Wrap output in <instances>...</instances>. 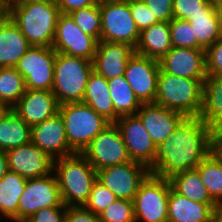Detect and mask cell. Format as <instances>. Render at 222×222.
<instances>
[{
  "label": "cell",
  "instance_id": "obj_1",
  "mask_svg": "<svg viewBox=\"0 0 222 222\" xmlns=\"http://www.w3.org/2000/svg\"><path fill=\"white\" fill-rule=\"evenodd\" d=\"M213 151V129L199 116H185L168 138L156 147L151 174L169 179L195 169Z\"/></svg>",
  "mask_w": 222,
  "mask_h": 222
},
{
  "label": "cell",
  "instance_id": "obj_2",
  "mask_svg": "<svg viewBox=\"0 0 222 222\" xmlns=\"http://www.w3.org/2000/svg\"><path fill=\"white\" fill-rule=\"evenodd\" d=\"M53 172L63 204L83 206L97 180V171L88 160L81 153L57 158L54 160Z\"/></svg>",
  "mask_w": 222,
  "mask_h": 222
},
{
  "label": "cell",
  "instance_id": "obj_3",
  "mask_svg": "<svg viewBox=\"0 0 222 222\" xmlns=\"http://www.w3.org/2000/svg\"><path fill=\"white\" fill-rule=\"evenodd\" d=\"M60 9L55 2H29L12 6L8 16L31 46L52 47Z\"/></svg>",
  "mask_w": 222,
  "mask_h": 222
},
{
  "label": "cell",
  "instance_id": "obj_4",
  "mask_svg": "<svg viewBox=\"0 0 222 222\" xmlns=\"http://www.w3.org/2000/svg\"><path fill=\"white\" fill-rule=\"evenodd\" d=\"M204 79H189L167 74L160 69L154 103L184 116H200Z\"/></svg>",
  "mask_w": 222,
  "mask_h": 222
},
{
  "label": "cell",
  "instance_id": "obj_5",
  "mask_svg": "<svg viewBox=\"0 0 222 222\" xmlns=\"http://www.w3.org/2000/svg\"><path fill=\"white\" fill-rule=\"evenodd\" d=\"M92 71V61L57 53L51 91L59 105L82 102Z\"/></svg>",
  "mask_w": 222,
  "mask_h": 222
},
{
  "label": "cell",
  "instance_id": "obj_6",
  "mask_svg": "<svg viewBox=\"0 0 222 222\" xmlns=\"http://www.w3.org/2000/svg\"><path fill=\"white\" fill-rule=\"evenodd\" d=\"M58 113L64 122L69 147L75 153H82L89 143L110 124L103 116L82 102L59 105Z\"/></svg>",
  "mask_w": 222,
  "mask_h": 222
},
{
  "label": "cell",
  "instance_id": "obj_7",
  "mask_svg": "<svg viewBox=\"0 0 222 222\" xmlns=\"http://www.w3.org/2000/svg\"><path fill=\"white\" fill-rule=\"evenodd\" d=\"M169 179L149 174L133 200L136 222H168Z\"/></svg>",
  "mask_w": 222,
  "mask_h": 222
},
{
  "label": "cell",
  "instance_id": "obj_8",
  "mask_svg": "<svg viewBox=\"0 0 222 222\" xmlns=\"http://www.w3.org/2000/svg\"><path fill=\"white\" fill-rule=\"evenodd\" d=\"M101 41L126 43L136 47L140 31L132 18L128 1L114 0L99 4Z\"/></svg>",
  "mask_w": 222,
  "mask_h": 222
},
{
  "label": "cell",
  "instance_id": "obj_9",
  "mask_svg": "<svg viewBox=\"0 0 222 222\" xmlns=\"http://www.w3.org/2000/svg\"><path fill=\"white\" fill-rule=\"evenodd\" d=\"M81 154L96 171L131 161L116 123L108 124Z\"/></svg>",
  "mask_w": 222,
  "mask_h": 222
},
{
  "label": "cell",
  "instance_id": "obj_10",
  "mask_svg": "<svg viewBox=\"0 0 222 222\" xmlns=\"http://www.w3.org/2000/svg\"><path fill=\"white\" fill-rule=\"evenodd\" d=\"M56 56L52 47L31 46L25 52L15 68L24 77L26 90H52Z\"/></svg>",
  "mask_w": 222,
  "mask_h": 222
},
{
  "label": "cell",
  "instance_id": "obj_11",
  "mask_svg": "<svg viewBox=\"0 0 222 222\" xmlns=\"http://www.w3.org/2000/svg\"><path fill=\"white\" fill-rule=\"evenodd\" d=\"M46 207H66L60 195L54 172L39 178L27 179L18 203V222H25Z\"/></svg>",
  "mask_w": 222,
  "mask_h": 222
},
{
  "label": "cell",
  "instance_id": "obj_12",
  "mask_svg": "<svg viewBox=\"0 0 222 222\" xmlns=\"http://www.w3.org/2000/svg\"><path fill=\"white\" fill-rule=\"evenodd\" d=\"M149 174L147 166L130 161L97 171V180L117 198L133 201L140 184Z\"/></svg>",
  "mask_w": 222,
  "mask_h": 222
},
{
  "label": "cell",
  "instance_id": "obj_13",
  "mask_svg": "<svg viewBox=\"0 0 222 222\" xmlns=\"http://www.w3.org/2000/svg\"><path fill=\"white\" fill-rule=\"evenodd\" d=\"M98 41L83 33L69 14L58 17L52 48L56 53L93 61Z\"/></svg>",
  "mask_w": 222,
  "mask_h": 222
},
{
  "label": "cell",
  "instance_id": "obj_14",
  "mask_svg": "<svg viewBox=\"0 0 222 222\" xmlns=\"http://www.w3.org/2000/svg\"><path fill=\"white\" fill-rule=\"evenodd\" d=\"M159 72L158 60L136 52L128 60L124 76L142 104L154 103Z\"/></svg>",
  "mask_w": 222,
  "mask_h": 222
},
{
  "label": "cell",
  "instance_id": "obj_15",
  "mask_svg": "<svg viewBox=\"0 0 222 222\" xmlns=\"http://www.w3.org/2000/svg\"><path fill=\"white\" fill-rule=\"evenodd\" d=\"M115 123L122 134L131 161L149 168L154 162L156 145L140 118L136 114L121 116Z\"/></svg>",
  "mask_w": 222,
  "mask_h": 222
},
{
  "label": "cell",
  "instance_id": "obj_16",
  "mask_svg": "<svg viewBox=\"0 0 222 222\" xmlns=\"http://www.w3.org/2000/svg\"><path fill=\"white\" fill-rule=\"evenodd\" d=\"M5 153L9 170L26 179L43 177L53 172L55 159L32 142Z\"/></svg>",
  "mask_w": 222,
  "mask_h": 222
},
{
  "label": "cell",
  "instance_id": "obj_17",
  "mask_svg": "<svg viewBox=\"0 0 222 222\" xmlns=\"http://www.w3.org/2000/svg\"><path fill=\"white\" fill-rule=\"evenodd\" d=\"M160 69L170 75L189 79H205L206 51L173 47L160 61Z\"/></svg>",
  "mask_w": 222,
  "mask_h": 222
},
{
  "label": "cell",
  "instance_id": "obj_18",
  "mask_svg": "<svg viewBox=\"0 0 222 222\" xmlns=\"http://www.w3.org/2000/svg\"><path fill=\"white\" fill-rule=\"evenodd\" d=\"M31 142L53 159L75 153L69 147L64 122L59 113L31 127Z\"/></svg>",
  "mask_w": 222,
  "mask_h": 222
},
{
  "label": "cell",
  "instance_id": "obj_19",
  "mask_svg": "<svg viewBox=\"0 0 222 222\" xmlns=\"http://www.w3.org/2000/svg\"><path fill=\"white\" fill-rule=\"evenodd\" d=\"M135 48L126 43L99 41L94 55L93 70L107 80L124 76L126 65Z\"/></svg>",
  "mask_w": 222,
  "mask_h": 222
},
{
  "label": "cell",
  "instance_id": "obj_20",
  "mask_svg": "<svg viewBox=\"0 0 222 222\" xmlns=\"http://www.w3.org/2000/svg\"><path fill=\"white\" fill-rule=\"evenodd\" d=\"M12 109L32 127L55 116L59 110V103L52 91L26 90Z\"/></svg>",
  "mask_w": 222,
  "mask_h": 222
},
{
  "label": "cell",
  "instance_id": "obj_21",
  "mask_svg": "<svg viewBox=\"0 0 222 222\" xmlns=\"http://www.w3.org/2000/svg\"><path fill=\"white\" fill-rule=\"evenodd\" d=\"M136 115L151 136L156 147L176 129L183 114L155 103L142 104Z\"/></svg>",
  "mask_w": 222,
  "mask_h": 222
},
{
  "label": "cell",
  "instance_id": "obj_22",
  "mask_svg": "<svg viewBox=\"0 0 222 222\" xmlns=\"http://www.w3.org/2000/svg\"><path fill=\"white\" fill-rule=\"evenodd\" d=\"M30 47L20 28L7 16L0 23V68L15 67Z\"/></svg>",
  "mask_w": 222,
  "mask_h": 222
},
{
  "label": "cell",
  "instance_id": "obj_23",
  "mask_svg": "<svg viewBox=\"0 0 222 222\" xmlns=\"http://www.w3.org/2000/svg\"><path fill=\"white\" fill-rule=\"evenodd\" d=\"M218 204L195 202L176 193L170 185L168 222H209Z\"/></svg>",
  "mask_w": 222,
  "mask_h": 222
},
{
  "label": "cell",
  "instance_id": "obj_24",
  "mask_svg": "<svg viewBox=\"0 0 222 222\" xmlns=\"http://www.w3.org/2000/svg\"><path fill=\"white\" fill-rule=\"evenodd\" d=\"M172 48L169 22H158L140 31L135 52L160 61Z\"/></svg>",
  "mask_w": 222,
  "mask_h": 222
},
{
  "label": "cell",
  "instance_id": "obj_25",
  "mask_svg": "<svg viewBox=\"0 0 222 222\" xmlns=\"http://www.w3.org/2000/svg\"><path fill=\"white\" fill-rule=\"evenodd\" d=\"M82 103L89 105L110 123H115L119 119V116L115 113L107 79L97 74L94 70L88 78Z\"/></svg>",
  "mask_w": 222,
  "mask_h": 222
},
{
  "label": "cell",
  "instance_id": "obj_26",
  "mask_svg": "<svg viewBox=\"0 0 222 222\" xmlns=\"http://www.w3.org/2000/svg\"><path fill=\"white\" fill-rule=\"evenodd\" d=\"M27 179L8 170L0 180V220L18 222V203Z\"/></svg>",
  "mask_w": 222,
  "mask_h": 222
},
{
  "label": "cell",
  "instance_id": "obj_27",
  "mask_svg": "<svg viewBox=\"0 0 222 222\" xmlns=\"http://www.w3.org/2000/svg\"><path fill=\"white\" fill-rule=\"evenodd\" d=\"M31 143V126L11 108L0 120V151Z\"/></svg>",
  "mask_w": 222,
  "mask_h": 222
},
{
  "label": "cell",
  "instance_id": "obj_28",
  "mask_svg": "<svg viewBox=\"0 0 222 222\" xmlns=\"http://www.w3.org/2000/svg\"><path fill=\"white\" fill-rule=\"evenodd\" d=\"M199 117L212 129L222 124V75L205 77Z\"/></svg>",
  "mask_w": 222,
  "mask_h": 222
},
{
  "label": "cell",
  "instance_id": "obj_29",
  "mask_svg": "<svg viewBox=\"0 0 222 222\" xmlns=\"http://www.w3.org/2000/svg\"><path fill=\"white\" fill-rule=\"evenodd\" d=\"M171 188L188 199L205 204H217L208 193L196 169L180 172L169 178Z\"/></svg>",
  "mask_w": 222,
  "mask_h": 222
},
{
  "label": "cell",
  "instance_id": "obj_30",
  "mask_svg": "<svg viewBox=\"0 0 222 222\" xmlns=\"http://www.w3.org/2000/svg\"><path fill=\"white\" fill-rule=\"evenodd\" d=\"M198 45L207 51L222 36V17L219 13H197L188 19Z\"/></svg>",
  "mask_w": 222,
  "mask_h": 222
},
{
  "label": "cell",
  "instance_id": "obj_31",
  "mask_svg": "<svg viewBox=\"0 0 222 222\" xmlns=\"http://www.w3.org/2000/svg\"><path fill=\"white\" fill-rule=\"evenodd\" d=\"M107 82L115 113L119 117L136 114L142 103L136 97L125 76L115 77Z\"/></svg>",
  "mask_w": 222,
  "mask_h": 222
},
{
  "label": "cell",
  "instance_id": "obj_32",
  "mask_svg": "<svg viewBox=\"0 0 222 222\" xmlns=\"http://www.w3.org/2000/svg\"><path fill=\"white\" fill-rule=\"evenodd\" d=\"M195 169L211 198L222 207V156L212 151Z\"/></svg>",
  "mask_w": 222,
  "mask_h": 222
},
{
  "label": "cell",
  "instance_id": "obj_33",
  "mask_svg": "<svg viewBox=\"0 0 222 222\" xmlns=\"http://www.w3.org/2000/svg\"><path fill=\"white\" fill-rule=\"evenodd\" d=\"M26 91L24 77L15 67L0 68V102L12 108Z\"/></svg>",
  "mask_w": 222,
  "mask_h": 222
},
{
  "label": "cell",
  "instance_id": "obj_34",
  "mask_svg": "<svg viewBox=\"0 0 222 222\" xmlns=\"http://www.w3.org/2000/svg\"><path fill=\"white\" fill-rule=\"evenodd\" d=\"M83 33L101 41V12L99 4L78 9L69 14Z\"/></svg>",
  "mask_w": 222,
  "mask_h": 222
},
{
  "label": "cell",
  "instance_id": "obj_35",
  "mask_svg": "<svg viewBox=\"0 0 222 222\" xmlns=\"http://www.w3.org/2000/svg\"><path fill=\"white\" fill-rule=\"evenodd\" d=\"M170 37L173 47L203 50L197 43L188 20L173 18L169 22Z\"/></svg>",
  "mask_w": 222,
  "mask_h": 222
},
{
  "label": "cell",
  "instance_id": "obj_36",
  "mask_svg": "<svg viewBox=\"0 0 222 222\" xmlns=\"http://www.w3.org/2000/svg\"><path fill=\"white\" fill-rule=\"evenodd\" d=\"M197 13H218L213 0H173V18L188 20Z\"/></svg>",
  "mask_w": 222,
  "mask_h": 222
},
{
  "label": "cell",
  "instance_id": "obj_37",
  "mask_svg": "<svg viewBox=\"0 0 222 222\" xmlns=\"http://www.w3.org/2000/svg\"><path fill=\"white\" fill-rule=\"evenodd\" d=\"M100 222H136L134 202L117 198L99 214Z\"/></svg>",
  "mask_w": 222,
  "mask_h": 222
},
{
  "label": "cell",
  "instance_id": "obj_38",
  "mask_svg": "<svg viewBox=\"0 0 222 222\" xmlns=\"http://www.w3.org/2000/svg\"><path fill=\"white\" fill-rule=\"evenodd\" d=\"M116 199L117 197L112 191L105 187L100 181L96 180L92 185L89 197L83 207L99 215Z\"/></svg>",
  "mask_w": 222,
  "mask_h": 222
},
{
  "label": "cell",
  "instance_id": "obj_39",
  "mask_svg": "<svg viewBox=\"0 0 222 222\" xmlns=\"http://www.w3.org/2000/svg\"><path fill=\"white\" fill-rule=\"evenodd\" d=\"M132 18L135 21L139 31L158 23L147 5L141 0L128 1Z\"/></svg>",
  "mask_w": 222,
  "mask_h": 222
},
{
  "label": "cell",
  "instance_id": "obj_40",
  "mask_svg": "<svg viewBox=\"0 0 222 222\" xmlns=\"http://www.w3.org/2000/svg\"><path fill=\"white\" fill-rule=\"evenodd\" d=\"M207 75H222V36L206 51Z\"/></svg>",
  "mask_w": 222,
  "mask_h": 222
},
{
  "label": "cell",
  "instance_id": "obj_41",
  "mask_svg": "<svg viewBox=\"0 0 222 222\" xmlns=\"http://www.w3.org/2000/svg\"><path fill=\"white\" fill-rule=\"evenodd\" d=\"M159 22L173 19V0H141Z\"/></svg>",
  "mask_w": 222,
  "mask_h": 222
},
{
  "label": "cell",
  "instance_id": "obj_42",
  "mask_svg": "<svg viewBox=\"0 0 222 222\" xmlns=\"http://www.w3.org/2000/svg\"><path fill=\"white\" fill-rule=\"evenodd\" d=\"M66 207L42 208L25 222H65Z\"/></svg>",
  "mask_w": 222,
  "mask_h": 222
},
{
  "label": "cell",
  "instance_id": "obj_43",
  "mask_svg": "<svg viewBox=\"0 0 222 222\" xmlns=\"http://www.w3.org/2000/svg\"><path fill=\"white\" fill-rule=\"evenodd\" d=\"M65 222H100V219L83 206H66Z\"/></svg>",
  "mask_w": 222,
  "mask_h": 222
},
{
  "label": "cell",
  "instance_id": "obj_44",
  "mask_svg": "<svg viewBox=\"0 0 222 222\" xmlns=\"http://www.w3.org/2000/svg\"><path fill=\"white\" fill-rule=\"evenodd\" d=\"M55 3L62 14H70L75 10L97 5L95 0H55Z\"/></svg>",
  "mask_w": 222,
  "mask_h": 222
},
{
  "label": "cell",
  "instance_id": "obj_45",
  "mask_svg": "<svg viewBox=\"0 0 222 222\" xmlns=\"http://www.w3.org/2000/svg\"><path fill=\"white\" fill-rule=\"evenodd\" d=\"M213 151L222 156V124L213 129Z\"/></svg>",
  "mask_w": 222,
  "mask_h": 222
},
{
  "label": "cell",
  "instance_id": "obj_46",
  "mask_svg": "<svg viewBox=\"0 0 222 222\" xmlns=\"http://www.w3.org/2000/svg\"><path fill=\"white\" fill-rule=\"evenodd\" d=\"M9 170L8 168V159L5 152L0 151V180Z\"/></svg>",
  "mask_w": 222,
  "mask_h": 222
},
{
  "label": "cell",
  "instance_id": "obj_47",
  "mask_svg": "<svg viewBox=\"0 0 222 222\" xmlns=\"http://www.w3.org/2000/svg\"><path fill=\"white\" fill-rule=\"evenodd\" d=\"M55 2V0H7L5 5L7 10H9L12 6L21 5L29 2Z\"/></svg>",
  "mask_w": 222,
  "mask_h": 222
},
{
  "label": "cell",
  "instance_id": "obj_48",
  "mask_svg": "<svg viewBox=\"0 0 222 222\" xmlns=\"http://www.w3.org/2000/svg\"><path fill=\"white\" fill-rule=\"evenodd\" d=\"M209 222H222V207L213 211Z\"/></svg>",
  "mask_w": 222,
  "mask_h": 222
},
{
  "label": "cell",
  "instance_id": "obj_49",
  "mask_svg": "<svg viewBox=\"0 0 222 222\" xmlns=\"http://www.w3.org/2000/svg\"><path fill=\"white\" fill-rule=\"evenodd\" d=\"M8 16V10L5 3H0V23Z\"/></svg>",
  "mask_w": 222,
  "mask_h": 222
},
{
  "label": "cell",
  "instance_id": "obj_50",
  "mask_svg": "<svg viewBox=\"0 0 222 222\" xmlns=\"http://www.w3.org/2000/svg\"><path fill=\"white\" fill-rule=\"evenodd\" d=\"M11 108L0 102V120Z\"/></svg>",
  "mask_w": 222,
  "mask_h": 222
},
{
  "label": "cell",
  "instance_id": "obj_51",
  "mask_svg": "<svg viewBox=\"0 0 222 222\" xmlns=\"http://www.w3.org/2000/svg\"><path fill=\"white\" fill-rule=\"evenodd\" d=\"M213 1H214V5H215V8H216L217 12L222 17V0H213Z\"/></svg>",
  "mask_w": 222,
  "mask_h": 222
},
{
  "label": "cell",
  "instance_id": "obj_52",
  "mask_svg": "<svg viewBox=\"0 0 222 222\" xmlns=\"http://www.w3.org/2000/svg\"><path fill=\"white\" fill-rule=\"evenodd\" d=\"M95 1L97 2V4H101V3L110 2L114 0H95Z\"/></svg>",
  "mask_w": 222,
  "mask_h": 222
}]
</instances>
